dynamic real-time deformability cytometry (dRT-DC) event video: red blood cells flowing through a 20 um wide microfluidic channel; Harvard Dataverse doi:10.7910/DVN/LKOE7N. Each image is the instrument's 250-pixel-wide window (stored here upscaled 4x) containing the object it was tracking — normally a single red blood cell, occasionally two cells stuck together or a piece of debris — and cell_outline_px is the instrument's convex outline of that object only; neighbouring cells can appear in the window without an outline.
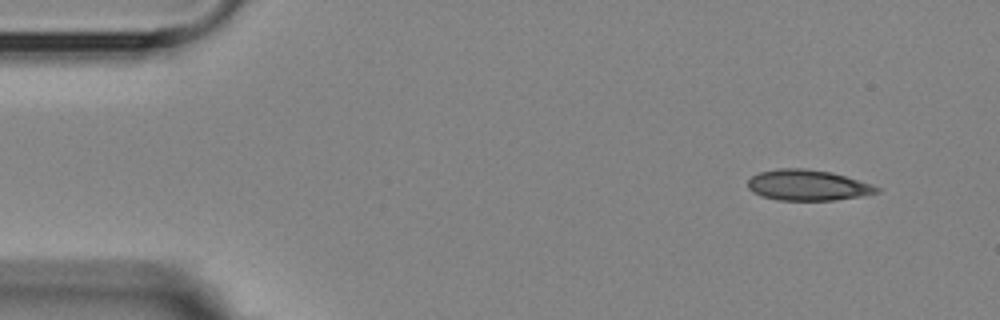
{"species": "Egyptian fruit bat (a non-hibernating species)", "species_latin": "Rousettus aegyptiacus", "temperature_condition": "room temperature", "stored_images_in_passage": 2, "camera_frame_rate_fps": 3000, "um_per_image_px": 0.085, "animal": {"sex": "female"}, "frame": {"image": 1, "passage_image": 1, "time_ms": 0.0, "image_size_px": [1000, 320], "cell_outline_px": [[880, 192], [860, 196], [836, 200], [780, 200], [760, 196], [752, 192], [748, 188], [748, 180], [752, 176], [760, 172], [776, 168], [804, 168], [832, 172], [880, 188]], "centroid_in_image_um": [68.59, 15.74], "position_along_channel_um": 16.4, "area_um2": 22.95}}